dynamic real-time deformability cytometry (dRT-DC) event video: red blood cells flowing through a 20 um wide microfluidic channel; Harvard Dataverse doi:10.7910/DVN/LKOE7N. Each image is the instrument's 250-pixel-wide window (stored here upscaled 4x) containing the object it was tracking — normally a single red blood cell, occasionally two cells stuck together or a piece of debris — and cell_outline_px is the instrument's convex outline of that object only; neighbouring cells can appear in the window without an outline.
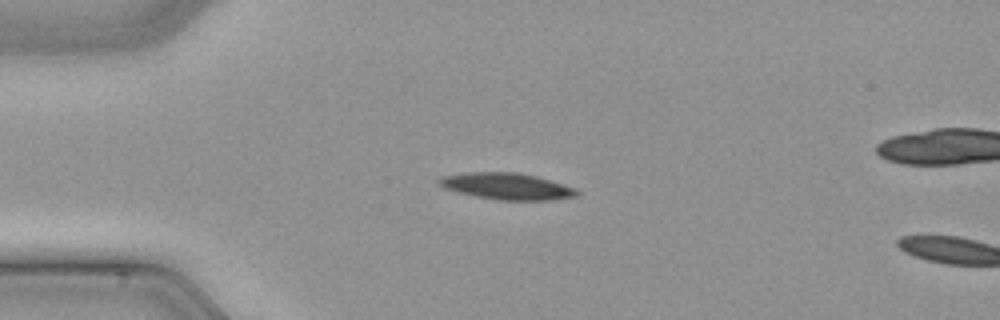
{"species": "common noctule bat (a hibernating species)", "species_latin": "Nyctalus noctula", "temperature_condition": "cold", "stored_images_in_passage": 14, "camera_frame_rate_fps": 3000, "um_per_image_px": 0.085, "animal": {"sex": "male", "body_mass_g": 21.5, "forearm_length_mm": 52.0}, "frame": {"image": 1, "passage_image": 12, "time_ms": 3.667, "image_size_px": [1000, 320], "cell_outline_px": [[580, 192], [576, 196], [552, 200], [500, 200], [476, 196], [460, 192], [448, 188], [440, 184], [436, 180], [444, 176], [468, 172], [516, 172], [536, 176], [576, 188]], "centroid_in_image_um": [43.14, 15.83], "position_along_channel_um": 41.9, "area_um2": 20.98}}